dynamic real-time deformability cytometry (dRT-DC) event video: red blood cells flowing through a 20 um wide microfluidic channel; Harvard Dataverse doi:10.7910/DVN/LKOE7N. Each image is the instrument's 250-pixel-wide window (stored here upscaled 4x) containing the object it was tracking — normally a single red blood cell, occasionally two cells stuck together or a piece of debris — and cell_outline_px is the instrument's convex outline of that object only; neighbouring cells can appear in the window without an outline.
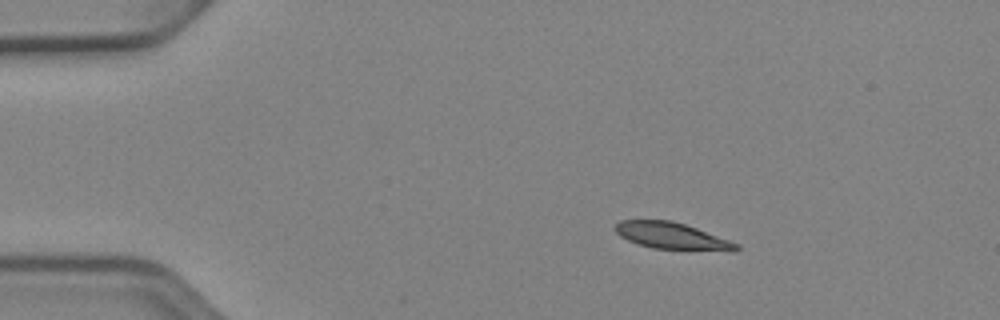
{"species": "Egyptian fruit bat (a non-hibernating species)", "species_latin": "Rousettus aegyptiacus", "temperature_condition": "cold", "stored_images_in_passage": 44, "camera_frame_rate_fps": 3000, "um_per_image_px": 0.085, "animal": {"sex": "female"}, "frame": {"image": 1, "passage_image": 1, "time_ms": 0.0, "image_size_px": [1000, 320], "cell_outline_px": [[740, 248], [736, 252], [732, 252], [652, 248], [636, 244], [620, 236], [616, 232], [616, 224], [620, 220], [672, 220], [696, 228], [740, 244]], "centroid_in_image_um": [57.17, 20.08], "position_along_channel_um": 27.8, "area_um2": 19.02}}
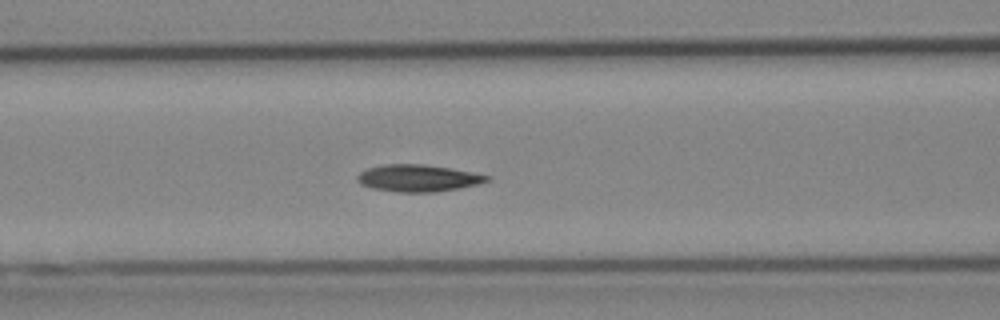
{"frame": {"image": 2, "passage_image": 14, "time_ms": 4.333, "image_size_px": [1000, 320], "cell_outline_px": [[492, 180], [480, 184], [460, 188], [436, 192], [400, 192], [372, 188], [360, 184], [356, 180], [356, 176], [360, 172], [368, 168], [384, 164], [424, 164], [452, 168], [492, 176]], "centroid_in_image_um": [35.58, 15.14], "position_along_channel_um": 131.0, "area_um2": 20.63}}
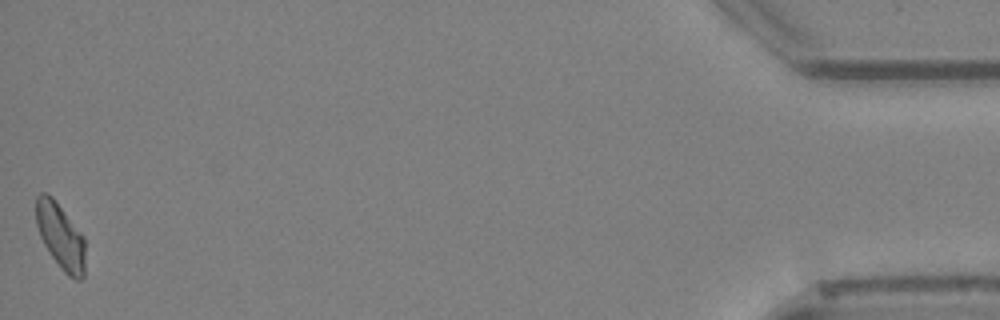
{"frame": {"image": 3, "passage_image": 44, "time_ms": 14.333, "image_size_px": [1000, 320], "cell_outline_px": [[84, 276], [80, 280], [76, 280], [68, 276], [64, 272], [52, 256], [44, 244], [40, 236], [36, 224], [36, 196], [40, 192], [48, 192], [52, 196], [84, 236]], "centroid_in_image_um": [5.13, 20.05], "position_along_channel_um": 430.1, "area_um2": 18.79}, "authors_computed_cell_mechanics": {"area_um2": 19.5942, "velocity_mm_per_s": 3.9157, "shape_relaxation_time_tau1_ms": 6.0776, "shape_relaxation_time_tau2_ms": 5.9055, "deformation_change_tau1": 0.1447, "deformation_change_tau2": 0.1122}}